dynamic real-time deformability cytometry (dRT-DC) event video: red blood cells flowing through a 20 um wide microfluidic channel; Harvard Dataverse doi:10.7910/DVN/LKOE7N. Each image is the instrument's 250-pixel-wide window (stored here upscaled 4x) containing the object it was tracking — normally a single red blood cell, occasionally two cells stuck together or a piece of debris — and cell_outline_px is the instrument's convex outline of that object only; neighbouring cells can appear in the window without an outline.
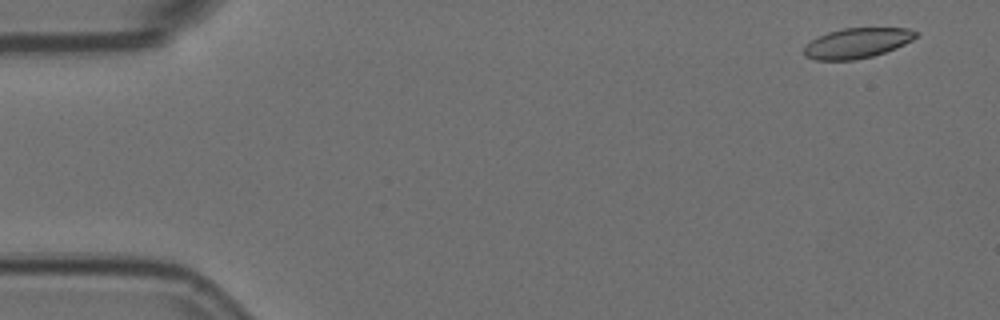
{"species": "Egyptian fruit bat (a non-hibernating species)", "species_latin": "Rousettus aegyptiacus", "temperature_condition": "room temperature", "stored_images_in_passage": 10, "camera_frame_rate_fps": 3000, "um_per_image_px": 0.085, "animal": {"sex": "female"}, "frame": {"image": 1, "passage_image": 1, "time_ms": 0.0, "image_size_px": [1000, 320], "cell_outline_px": [[916, 36], [912, 40], [896, 48], [872, 56], [856, 60], [816, 60], [804, 56], [804, 48], [812, 40], [828, 32], [844, 28], [908, 28], [916, 32]], "centroid_in_image_um": [72.84, 3.67], "position_along_channel_um": 12.2, "area_um2": 19.42}}
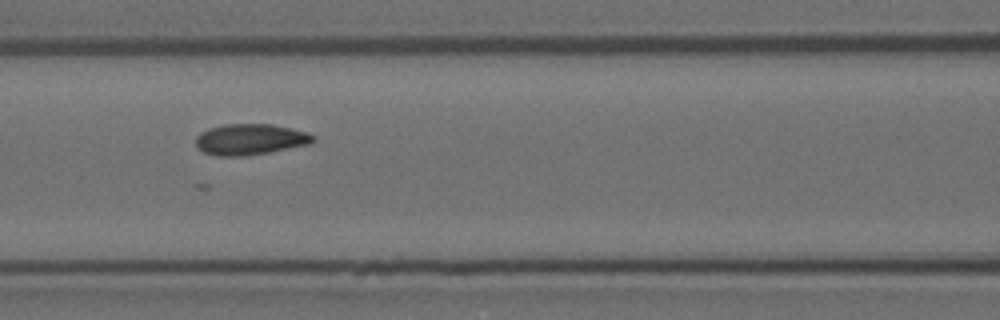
{"frame": {"image": 2, "passage_image": 7, "time_ms": 2.0, "image_size_px": [1000, 320], "cell_outline_px": [[316, 140], [308, 144], [268, 152], [244, 156], [220, 156], [204, 152], [196, 144], [196, 136], [200, 132], [208, 128], [224, 124], [272, 124], [292, 128], [308, 132], [316, 136]], "centroid_in_image_um": [21.28, 11.83], "position_along_channel_um": 145.3, "area_um2": 21.15}}
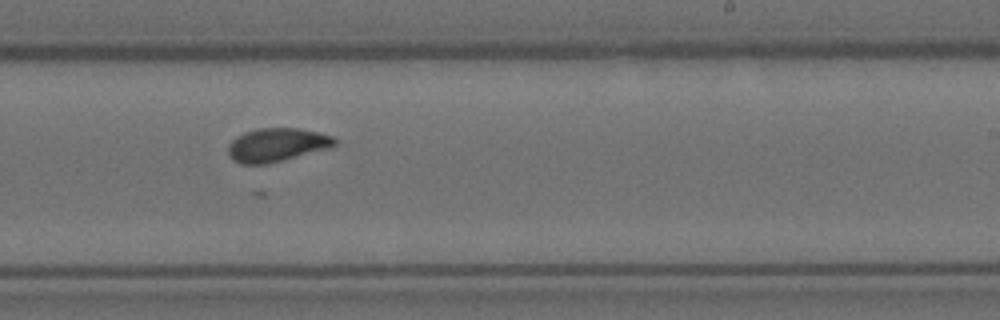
{"frame": {"image": 3, "passage_image": 10, "time_ms": 3.0, "image_size_px": [1000, 320], "cell_outline_px": [[340, 140], [332, 148], [268, 164], [240, 164], [232, 160], [228, 156], [228, 144], [236, 136], [244, 132], [260, 128], [296, 128], [320, 132], [332, 136]], "centroid_in_image_um": [23.56, 12.32], "position_along_channel_um": 265.4, "area_um2": 21.27}}